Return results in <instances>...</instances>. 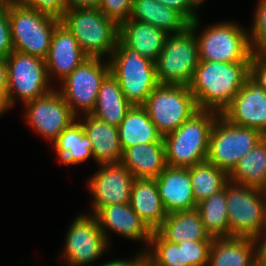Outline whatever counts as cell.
<instances>
[{
  "instance_id": "obj_23",
  "label": "cell",
  "mask_w": 266,
  "mask_h": 266,
  "mask_svg": "<svg viewBox=\"0 0 266 266\" xmlns=\"http://www.w3.org/2000/svg\"><path fill=\"white\" fill-rule=\"evenodd\" d=\"M257 264L254 238H214L209 249L208 266H254Z\"/></svg>"
},
{
  "instance_id": "obj_45",
  "label": "cell",
  "mask_w": 266,
  "mask_h": 266,
  "mask_svg": "<svg viewBox=\"0 0 266 266\" xmlns=\"http://www.w3.org/2000/svg\"><path fill=\"white\" fill-rule=\"evenodd\" d=\"M11 110L7 104L6 96L0 91V115L7 113Z\"/></svg>"
},
{
  "instance_id": "obj_10",
  "label": "cell",
  "mask_w": 266,
  "mask_h": 266,
  "mask_svg": "<svg viewBox=\"0 0 266 266\" xmlns=\"http://www.w3.org/2000/svg\"><path fill=\"white\" fill-rule=\"evenodd\" d=\"M265 137L261 131L231 124L219 114L210 131L207 161L229 174Z\"/></svg>"
},
{
  "instance_id": "obj_22",
  "label": "cell",
  "mask_w": 266,
  "mask_h": 266,
  "mask_svg": "<svg viewBox=\"0 0 266 266\" xmlns=\"http://www.w3.org/2000/svg\"><path fill=\"white\" fill-rule=\"evenodd\" d=\"M121 164L138 179H156L167 167L165 143L136 144L123 152Z\"/></svg>"
},
{
  "instance_id": "obj_46",
  "label": "cell",
  "mask_w": 266,
  "mask_h": 266,
  "mask_svg": "<svg viewBox=\"0 0 266 266\" xmlns=\"http://www.w3.org/2000/svg\"><path fill=\"white\" fill-rule=\"evenodd\" d=\"M205 0H187L189 7L198 15L197 10L203 5Z\"/></svg>"
},
{
  "instance_id": "obj_12",
  "label": "cell",
  "mask_w": 266,
  "mask_h": 266,
  "mask_svg": "<svg viewBox=\"0 0 266 266\" xmlns=\"http://www.w3.org/2000/svg\"><path fill=\"white\" fill-rule=\"evenodd\" d=\"M109 73L108 60L87 58L60 82L58 91L77 118L92 113L99 88Z\"/></svg>"
},
{
  "instance_id": "obj_21",
  "label": "cell",
  "mask_w": 266,
  "mask_h": 266,
  "mask_svg": "<svg viewBox=\"0 0 266 266\" xmlns=\"http://www.w3.org/2000/svg\"><path fill=\"white\" fill-rule=\"evenodd\" d=\"M170 34L151 24L128 19L119 25V39L154 63Z\"/></svg>"
},
{
  "instance_id": "obj_43",
  "label": "cell",
  "mask_w": 266,
  "mask_h": 266,
  "mask_svg": "<svg viewBox=\"0 0 266 266\" xmlns=\"http://www.w3.org/2000/svg\"><path fill=\"white\" fill-rule=\"evenodd\" d=\"M102 0H67L68 8H93L99 9Z\"/></svg>"
},
{
  "instance_id": "obj_32",
  "label": "cell",
  "mask_w": 266,
  "mask_h": 266,
  "mask_svg": "<svg viewBox=\"0 0 266 266\" xmlns=\"http://www.w3.org/2000/svg\"><path fill=\"white\" fill-rule=\"evenodd\" d=\"M189 174L196 204L222 190L229 181L225 170L208 161L189 167Z\"/></svg>"
},
{
  "instance_id": "obj_36",
  "label": "cell",
  "mask_w": 266,
  "mask_h": 266,
  "mask_svg": "<svg viewBox=\"0 0 266 266\" xmlns=\"http://www.w3.org/2000/svg\"><path fill=\"white\" fill-rule=\"evenodd\" d=\"M212 241H184L185 266H208Z\"/></svg>"
},
{
  "instance_id": "obj_33",
  "label": "cell",
  "mask_w": 266,
  "mask_h": 266,
  "mask_svg": "<svg viewBox=\"0 0 266 266\" xmlns=\"http://www.w3.org/2000/svg\"><path fill=\"white\" fill-rule=\"evenodd\" d=\"M146 252L148 266H185L184 241L171 243L157 231H152Z\"/></svg>"
},
{
  "instance_id": "obj_7",
  "label": "cell",
  "mask_w": 266,
  "mask_h": 266,
  "mask_svg": "<svg viewBox=\"0 0 266 266\" xmlns=\"http://www.w3.org/2000/svg\"><path fill=\"white\" fill-rule=\"evenodd\" d=\"M6 100L12 109L17 98L23 103L35 100L52 91L45 59L12 51L6 58Z\"/></svg>"
},
{
  "instance_id": "obj_28",
  "label": "cell",
  "mask_w": 266,
  "mask_h": 266,
  "mask_svg": "<svg viewBox=\"0 0 266 266\" xmlns=\"http://www.w3.org/2000/svg\"><path fill=\"white\" fill-rule=\"evenodd\" d=\"M132 105L126 100L119 82L109 73L103 80L92 115L110 125L119 126Z\"/></svg>"
},
{
  "instance_id": "obj_38",
  "label": "cell",
  "mask_w": 266,
  "mask_h": 266,
  "mask_svg": "<svg viewBox=\"0 0 266 266\" xmlns=\"http://www.w3.org/2000/svg\"><path fill=\"white\" fill-rule=\"evenodd\" d=\"M13 51L9 8L0 7V59H6Z\"/></svg>"
},
{
  "instance_id": "obj_1",
  "label": "cell",
  "mask_w": 266,
  "mask_h": 266,
  "mask_svg": "<svg viewBox=\"0 0 266 266\" xmlns=\"http://www.w3.org/2000/svg\"><path fill=\"white\" fill-rule=\"evenodd\" d=\"M250 76V62L200 61L189 85L199 110L219 114Z\"/></svg>"
},
{
  "instance_id": "obj_14",
  "label": "cell",
  "mask_w": 266,
  "mask_h": 266,
  "mask_svg": "<svg viewBox=\"0 0 266 266\" xmlns=\"http://www.w3.org/2000/svg\"><path fill=\"white\" fill-rule=\"evenodd\" d=\"M25 120L41 135L53 143L77 117L72 113L60 92L53 89L46 95L26 102Z\"/></svg>"
},
{
  "instance_id": "obj_17",
  "label": "cell",
  "mask_w": 266,
  "mask_h": 266,
  "mask_svg": "<svg viewBox=\"0 0 266 266\" xmlns=\"http://www.w3.org/2000/svg\"><path fill=\"white\" fill-rule=\"evenodd\" d=\"M94 215L110 245L109 232L112 231L126 239L146 243V248L141 250L147 249L152 231L131 208L130 203L107 205Z\"/></svg>"
},
{
  "instance_id": "obj_4",
  "label": "cell",
  "mask_w": 266,
  "mask_h": 266,
  "mask_svg": "<svg viewBox=\"0 0 266 266\" xmlns=\"http://www.w3.org/2000/svg\"><path fill=\"white\" fill-rule=\"evenodd\" d=\"M200 20L198 17L189 27L195 33L198 42L200 61L225 63L251 61L252 52L247 29L235 21L225 20L208 25L198 34Z\"/></svg>"
},
{
  "instance_id": "obj_8",
  "label": "cell",
  "mask_w": 266,
  "mask_h": 266,
  "mask_svg": "<svg viewBox=\"0 0 266 266\" xmlns=\"http://www.w3.org/2000/svg\"><path fill=\"white\" fill-rule=\"evenodd\" d=\"M13 51L45 59L60 20L21 5L9 8Z\"/></svg>"
},
{
  "instance_id": "obj_47",
  "label": "cell",
  "mask_w": 266,
  "mask_h": 266,
  "mask_svg": "<svg viewBox=\"0 0 266 266\" xmlns=\"http://www.w3.org/2000/svg\"><path fill=\"white\" fill-rule=\"evenodd\" d=\"M17 4V0H0V7L10 8L13 5Z\"/></svg>"
},
{
  "instance_id": "obj_2",
  "label": "cell",
  "mask_w": 266,
  "mask_h": 266,
  "mask_svg": "<svg viewBox=\"0 0 266 266\" xmlns=\"http://www.w3.org/2000/svg\"><path fill=\"white\" fill-rule=\"evenodd\" d=\"M218 115L215 111L199 110L165 135L167 166L189 168L207 161L210 131Z\"/></svg>"
},
{
  "instance_id": "obj_13",
  "label": "cell",
  "mask_w": 266,
  "mask_h": 266,
  "mask_svg": "<svg viewBox=\"0 0 266 266\" xmlns=\"http://www.w3.org/2000/svg\"><path fill=\"white\" fill-rule=\"evenodd\" d=\"M61 260L67 266H86L102 257L110 244L94 214H80L66 233Z\"/></svg>"
},
{
  "instance_id": "obj_37",
  "label": "cell",
  "mask_w": 266,
  "mask_h": 266,
  "mask_svg": "<svg viewBox=\"0 0 266 266\" xmlns=\"http://www.w3.org/2000/svg\"><path fill=\"white\" fill-rule=\"evenodd\" d=\"M17 4L61 19L68 9L67 0H17Z\"/></svg>"
},
{
  "instance_id": "obj_42",
  "label": "cell",
  "mask_w": 266,
  "mask_h": 266,
  "mask_svg": "<svg viewBox=\"0 0 266 266\" xmlns=\"http://www.w3.org/2000/svg\"><path fill=\"white\" fill-rule=\"evenodd\" d=\"M256 257L259 266H266V229L256 238Z\"/></svg>"
},
{
  "instance_id": "obj_40",
  "label": "cell",
  "mask_w": 266,
  "mask_h": 266,
  "mask_svg": "<svg viewBox=\"0 0 266 266\" xmlns=\"http://www.w3.org/2000/svg\"><path fill=\"white\" fill-rule=\"evenodd\" d=\"M162 5L180 12L190 23L195 21L197 15L188 5L187 0H157Z\"/></svg>"
},
{
  "instance_id": "obj_5",
  "label": "cell",
  "mask_w": 266,
  "mask_h": 266,
  "mask_svg": "<svg viewBox=\"0 0 266 266\" xmlns=\"http://www.w3.org/2000/svg\"><path fill=\"white\" fill-rule=\"evenodd\" d=\"M110 73L119 82L126 100L132 105H143L159 85L153 61L126 46L119 38L109 59Z\"/></svg>"
},
{
  "instance_id": "obj_25",
  "label": "cell",
  "mask_w": 266,
  "mask_h": 266,
  "mask_svg": "<svg viewBox=\"0 0 266 266\" xmlns=\"http://www.w3.org/2000/svg\"><path fill=\"white\" fill-rule=\"evenodd\" d=\"M117 128L123 152L136 144L164 143L163 136L142 105L132 106Z\"/></svg>"
},
{
  "instance_id": "obj_29",
  "label": "cell",
  "mask_w": 266,
  "mask_h": 266,
  "mask_svg": "<svg viewBox=\"0 0 266 266\" xmlns=\"http://www.w3.org/2000/svg\"><path fill=\"white\" fill-rule=\"evenodd\" d=\"M52 147L58 155L59 162L67 166L81 164L88 159L94 160L92 142L78 120L58 136L52 143Z\"/></svg>"
},
{
  "instance_id": "obj_19",
  "label": "cell",
  "mask_w": 266,
  "mask_h": 266,
  "mask_svg": "<svg viewBox=\"0 0 266 266\" xmlns=\"http://www.w3.org/2000/svg\"><path fill=\"white\" fill-rule=\"evenodd\" d=\"M155 180L167 214L196 209L189 168L167 166Z\"/></svg>"
},
{
  "instance_id": "obj_3",
  "label": "cell",
  "mask_w": 266,
  "mask_h": 266,
  "mask_svg": "<svg viewBox=\"0 0 266 266\" xmlns=\"http://www.w3.org/2000/svg\"><path fill=\"white\" fill-rule=\"evenodd\" d=\"M60 22L76 38L81 51L88 58L108 60L114 52L119 26L99 9L68 8Z\"/></svg>"
},
{
  "instance_id": "obj_34",
  "label": "cell",
  "mask_w": 266,
  "mask_h": 266,
  "mask_svg": "<svg viewBox=\"0 0 266 266\" xmlns=\"http://www.w3.org/2000/svg\"><path fill=\"white\" fill-rule=\"evenodd\" d=\"M248 30L252 54L266 53V0H258Z\"/></svg>"
},
{
  "instance_id": "obj_24",
  "label": "cell",
  "mask_w": 266,
  "mask_h": 266,
  "mask_svg": "<svg viewBox=\"0 0 266 266\" xmlns=\"http://www.w3.org/2000/svg\"><path fill=\"white\" fill-rule=\"evenodd\" d=\"M129 203L151 231H156L167 216L155 179L135 178Z\"/></svg>"
},
{
  "instance_id": "obj_9",
  "label": "cell",
  "mask_w": 266,
  "mask_h": 266,
  "mask_svg": "<svg viewBox=\"0 0 266 266\" xmlns=\"http://www.w3.org/2000/svg\"><path fill=\"white\" fill-rule=\"evenodd\" d=\"M164 137L199 111L189 86L159 84L142 105Z\"/></svg>"
},
{
  "instance_id": "obj_31",
  "label": "cell",
  "mask_w": 266,
  "mask_h": 266,
  "mask_svg": "<svg viewBox=\"0 0 266 266\" xmlns=\"http://www.w3.org/2000/svg\"><path fill=\"white\" fill-rule=\"evenodd\" d=\"M196 210L211 238L230 237L227 216L226 185L219 192L198 203Z\"/></svg>"
},
{
  "instance_id": "obj_6",
  "label": "cell",
  "mask_w": 266,
  "mask_h": 266,
  "mask_svg": "<svg viewBox=\"0 0 266 266\" xmlns=\"http://www.w3.org/2000/svg\"><path fill=\"white\" fill-rule=\"evenodd\" d=\"M227 216L230 237L256 238L266 229V192L228 181Z\"/></svg>"
},
{
  "instance_id": "obj_26",
  "label": "cell",
  "mask_w": 266,
  "mask_h": 266,
  "mask_svg": "<svg viewBox=\"0 0 266 266\" xmlns=\"http://www.w3.org/2000/svg\"><path fill=\"white\" fill-rule=\"evenodd\" d=\"M130 19L151 24L168 34H180L190 27V22L180 12L157 0H133Z\"/></svg>"
},
{
  "instance_id": "obj_15",
  "label": "cell",
  "mask_w": 266,
  "mask_h": 266,
  "mask_svg": "<svg viewBox=\"0 0 266 266\" xmlns=\"http://www.w3.org/2000/svg\"><path fill=\"white\" fill-rule=\"evenodd\" d=\"M87 181L91 194V214L101 207L130 202V194L135 177L121 163L101 164Z\"/></svg>"
},
{
  "instance_id": "obj_27",
  "label": "cell",
  "mask_w": 266,
  "mask_h": 266,
  "mask_svg": "<svg viewBox=\"0 0 266 266\" xmlns=\"http://www.w3.org/2000/svg\"><path fill=\"white\" fill-rule=\"evenodd\" d=\"M165 240L179 244L183 241H212L196 209L167 214L156 230Z\"/></svg>"
},
{
  "instance_id": "obj_18",
  "label": "cell",
  "mask_w": 266,
  "mask_h": 266,
  "mask_svg": "<svg viewBox=\"0 0 266 266\" xmlns=\"http://www.w3.org/2000/svg\"><path fill=\"white\" fill-rule=\"evenodd\" d=\"M87 58L76 38L60 22L53 31L50 48L45 58L50 82L55 78L60 83Z\"/></svg>"
},
{
  "instance_id": "obj_41",
  "label": "cell",
  "mask_w": 266,
  "mask_h": 266,
  "mask_svg": "<svg viewBox=\"0 0 266 266\" xmlns=\"http://www.w3.org/2000/svg\"><path fill=\"white\" fill-rule=\"evenodd\" d=\"M100 266H148V255L146 250H140L131 259H114L105 263L103 262Z\"/></svg>"
},
{
  "instance_id": "obj_16",
  "label": "cell",
  "mask_w": 266,
  "mask_h": 266,
  "mask_svg": "<svg viewBox=\"0 0 266 266\" xmlns=\"http://www.w3.org/2000/svg\"><path fill=\"white\" fill-rule=\"evenodd\" d=\"M220 115L231 124L257 129L266 136V91L249 76Z\"/></svg>"
},
{
  "instance_id": "obj_11",
  "label": "cell",
  "mask_w": 266,
  "mask_h": 266,
  "mask_svg": "<svg viewBox=\"0 0 266 266\" xmlns=\"http://www.w3.org/2000/svg\"><path fill=\"white\" fill-rule=\"evenodd\" d=\"M199 62L198 42L190 28L170 34L155 62L158 83L189 86Z\"/></svg>"
},
{
  "instance_id": "obj_30",
  "label": "cell",
  "mask_w": 266,
  "mask_h": 266,
  "mask_svg": "<svg viewBox=\"0 0 266 266\" xmlns=\"http://www.w3.org/2000/svg\"><path fill=\"white\" fill-rule=\"evenodd\" d=\"M229 181L264 190L266 187V137L242 157L229 173Z\"/></svg>"
},
{
  "instance_id": "obj_35",
  "label": "cell",
  "mask_w": 266,
  "mask_h": 266,
  "mask_svg": "<svg viewBox=\"0 0 266 266\" xmlns=\"http://www.w3.org/2000/svg\"><path fill=\"white\" fill-rule=\"evenodd\" d=\"M133 0H102L99 10L118 26L130 18Z\"/></svg>"
},
{
  "instance_id": "obj_39",
  "label": "cell",
  "mask_w": 266,
  "mask_h": 266,
  "mask_svg": "<svg viewBox=\"0 0 266 266\" xmlns=\"http://www.w3.org/2000/svg\"><path fill=\"white\" fill-rule=\"evenodd\" d=\"M250 76L266 91V53L252 54Z\"/></svg>"
},
{
  "instance_id": "obj_20",
  "label": "cell",
  "mask_w": 266,
  "mask_h": 266,
  "mask_svg": "<svg viewBox=\"0 0 266 266\" xmlns=\"http://www.w3.org/2000/svg\"><path fill=\"white\" fill-rule=\"evenodd\" d=\"M77 120L82 124L86 136L92 142L94 161L98 165L121 163L123 150L116 126L110 125L92 114L79 116Z\"/></svg>"
},
{
  "instance_id": "obj_44",
  "label": "cell",
  "mask_w": 266,
  "mask_h": 266,
  "mask_svg": "<svg viewBox=\"0 0 266 266\" xmlns=\"http://www.w3.org/2000/svg\"><path fill=\"white\" fill-rule=\"evenodd\" d=\"M7 89V62L0 59V91L5 95Z\"/></svg>"
}]
</instances>
